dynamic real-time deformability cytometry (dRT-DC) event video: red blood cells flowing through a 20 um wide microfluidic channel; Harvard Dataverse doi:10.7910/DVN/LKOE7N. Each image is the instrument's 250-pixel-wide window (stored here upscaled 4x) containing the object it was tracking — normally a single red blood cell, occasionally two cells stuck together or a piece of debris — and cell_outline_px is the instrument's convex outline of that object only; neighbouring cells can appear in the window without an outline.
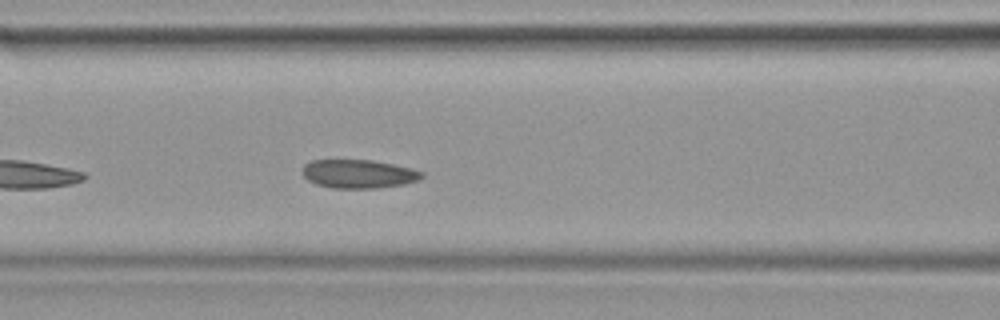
{"species": "common noctule bat (a hibernating species)", "species_latin": "Nyctalus noctula", "temperature_condition": "warm", "stored_images_in_passage": 21, "camera_frame_rate_fps": 3000, "um_per_image_px": 0.085, "animal": {"sex": "female", "body_mass_g": 19.9}, "frame": {"image": 1, "passage_image": 7, "time_ms": 2.0, "image_size_px": [1000, 320], "cell_outline_px": [[424, 176], [420, 180], [404, 184], [376, 188], [332, 188], [316, 184], [308, 180], [300, 172], [304, 164], [312, 160], [372, 160], [412, 168], [424, 172]], "centroid_in_image_um": [30.48, 14.78], "position_along_channel_um": 136.1, "area_um2": 20.06}}
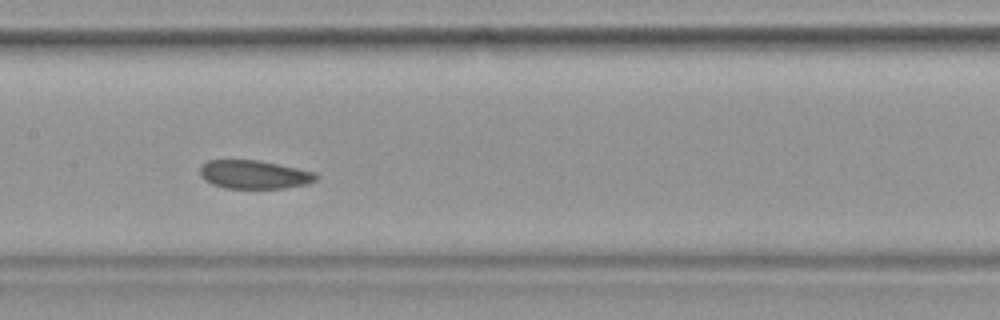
{"frame": {"image": 2, "passage_image": 10, "time_ms": 3.0, "image_size_px": [1000, 320], "cell_outline_px": [[320, 176], [316, 180], [308, 184], [284, 188], [224, 188], [212, 184], [204, 180], [200, 176], [200, 168], [208, 160], [260, 160], [316, 172]], "centroid_in_image_um": [21.63, 14.84], "position_along_channel_um": 185.8, "area_um2": 19.42}}